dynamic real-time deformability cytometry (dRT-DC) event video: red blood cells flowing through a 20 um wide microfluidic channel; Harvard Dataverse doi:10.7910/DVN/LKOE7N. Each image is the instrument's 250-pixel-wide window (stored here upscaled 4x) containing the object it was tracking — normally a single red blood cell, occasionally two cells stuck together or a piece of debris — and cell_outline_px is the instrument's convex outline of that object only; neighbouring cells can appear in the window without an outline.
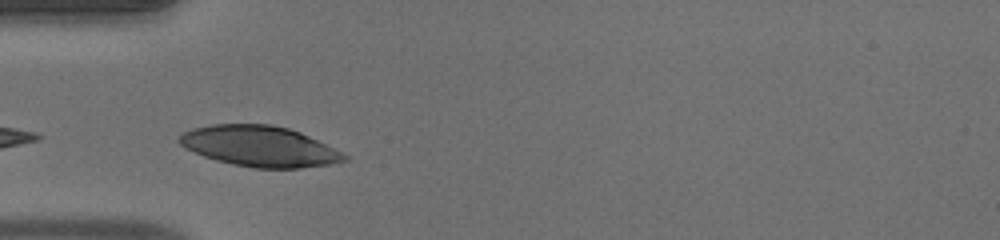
{"species": "human", "species_latin": "Homo sapiens", "temperature_condition": "warm", "stored_images_in_passage": 23, "camera_frame_rate_fps": 3000, "um_per_image_px": 0.085, "donor": {"sex": "male"}, "frame": {"image": 1, "passage_image": 1, "time_ms": 0.0, "image_size_px": [1000, 240], "cell_outline_px": [[348, 160], [328, 164], [300, 168], [256, 168], [232, 164], [204, 156], [180, 144], [176, 140], [184, 132], [192, 128], [212, 124], [272, 124], [288, 128], [300, 132], [348, 156]], "centroid_in_image_um": [22.04, 12.42], "position_along_channel_um": 63.0, "area_um2": 38.55}}